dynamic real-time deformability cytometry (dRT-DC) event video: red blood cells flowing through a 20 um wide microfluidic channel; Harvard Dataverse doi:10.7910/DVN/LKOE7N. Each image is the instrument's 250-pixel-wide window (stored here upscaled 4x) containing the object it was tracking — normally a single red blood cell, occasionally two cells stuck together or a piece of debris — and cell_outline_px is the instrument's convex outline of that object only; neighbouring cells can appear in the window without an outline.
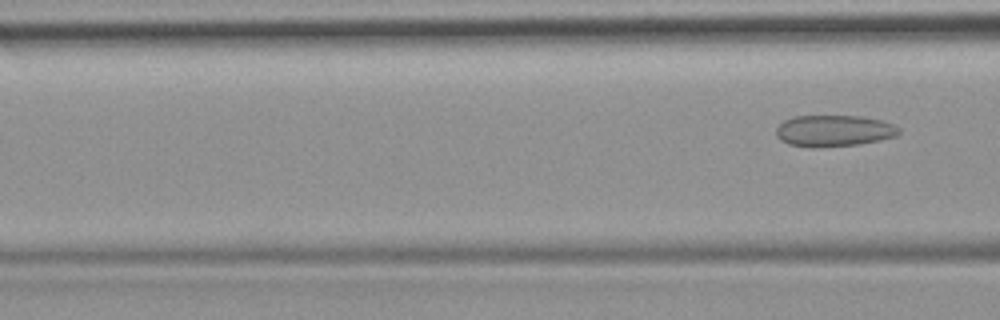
{"species": "common noctule bat (a hibernating species)", "species_latin": "Nyctalus noctula", "temperature_condition": "room temperature", "stored_images_in_passage": 4, "camera_frame_rate_fps": 3000, "um_per_image_px": 0.085, "animal": {"sex": "female", "body_mass_g": 19.9}, "frame": {"image": 1, "passage_image": 4, "time_ms": 4.333, "image_size_px": [1000, 320], "cell_outline_px": [[900, 132], [896, 136], [880, 140], [856, 144], [812, 148], [808, 148], [788, 144], [780, 140], [776, 136], [776, 128], [784, 120], [792, 116], [860, 116], [880, 120], [892, 124], [900, 128]], "centroid_in_image_um": [70.83, 11.12], "position_along_channel_um": 95.8, "area_um2": 22.54}}